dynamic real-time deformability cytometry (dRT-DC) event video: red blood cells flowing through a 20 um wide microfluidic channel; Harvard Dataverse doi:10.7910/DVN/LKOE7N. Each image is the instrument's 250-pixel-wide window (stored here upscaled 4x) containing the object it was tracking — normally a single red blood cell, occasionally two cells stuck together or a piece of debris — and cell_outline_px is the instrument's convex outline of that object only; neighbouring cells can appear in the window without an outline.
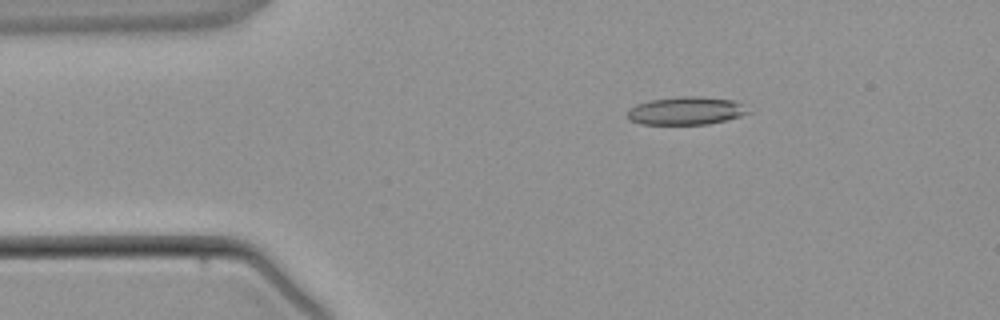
{"species": "common noctule bat (a hibernating species)", "species_latin": "Nyctalus noctula", "temperature_condition": "warm", "stored_images_in_passage": 3, "camera_frame_rate_fps": 3000, "um_per_image_px": 0.085, "animal": {"sex": "male", "body_mass_g": 21.5, "forearm_length_mm": 52.0}, "frame": {"image": 1, "passage_image": 2, "time_ms": 1.333, "image_size_px": [1000, 320], "cell_outline_px": [[752, 112], [740, 116], [708, 124], [640, 124], [628, 120], [628, 112], [636, 104], [648, 100], [680, 96], [696, 96], [732, 100], [740, 104]], "centroid_in_image_um": [58.28, 9.42], "position_along_channel_um": 26.7, "area_um2": 19.54}}
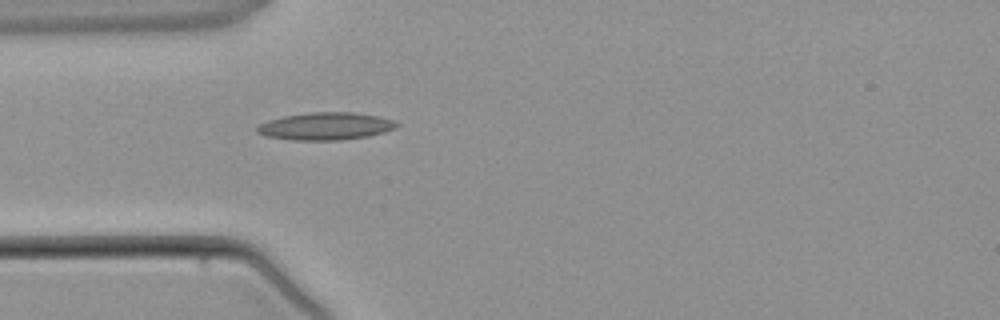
{"frame": {"image": 2, "passage_image": 3, "time_ms": 3.0, "image_size_px": [1000, 320], "cell_outline_px": [[400, 124], [396, 128], [384, 132], [368, 136], [340, 140], [292, 140], [264, 136], [256, 132], [256, 128], [260, 124], [268, 120], [284, 116], [308, 112], [352, 112], [376, 116], [392, 120]], "centroid_in_image_um": [27.65, 10.73], "position_along_channel_um": 57.4, "area_um2": 22.37}}